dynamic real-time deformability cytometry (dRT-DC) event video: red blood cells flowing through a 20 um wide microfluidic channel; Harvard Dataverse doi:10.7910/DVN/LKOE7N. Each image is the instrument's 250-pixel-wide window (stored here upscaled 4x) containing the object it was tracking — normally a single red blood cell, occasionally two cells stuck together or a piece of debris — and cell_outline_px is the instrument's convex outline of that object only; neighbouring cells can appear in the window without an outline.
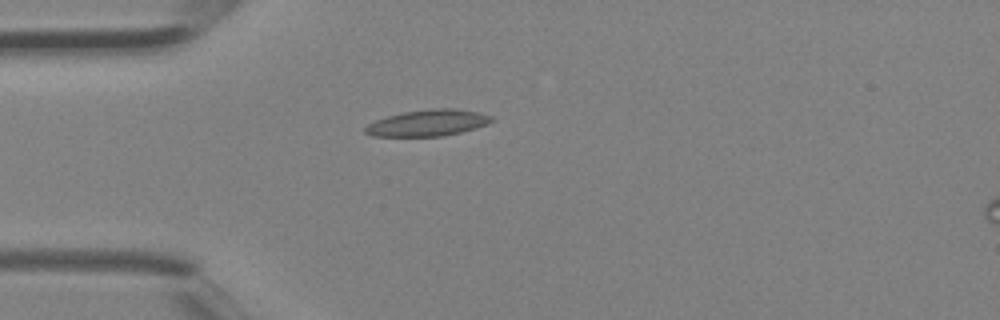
{"species": "Egyptian fruit bat (a non-hibernating species)", "species_latin": "Rousettus aegyptiacus", "temperature_condition": "room temperature", "stored_images_in_passage": 2, "camera_frame_rate_fps": 3000, "um_per_image_px": 0.085, "animal": {"sex": "female"}, "frame": {"image": 1, "passage_image": 2, "time_ms": 0.333, "image_size_px": [1000, 320], "cell_outline_px": [[496, 120], [488, 124], [460, 132], [444, 136], [372, 136], [364, 132], [364, 128], [368, 124], [376, 120], [388, 116], [404, 112], [432, 108], [456, 108], [476, 112], [492, 116]], "centroid_in_image_um": [36.38, 10.44], "position_along_channel_um": 48.6, "area_um2": 19.36}}